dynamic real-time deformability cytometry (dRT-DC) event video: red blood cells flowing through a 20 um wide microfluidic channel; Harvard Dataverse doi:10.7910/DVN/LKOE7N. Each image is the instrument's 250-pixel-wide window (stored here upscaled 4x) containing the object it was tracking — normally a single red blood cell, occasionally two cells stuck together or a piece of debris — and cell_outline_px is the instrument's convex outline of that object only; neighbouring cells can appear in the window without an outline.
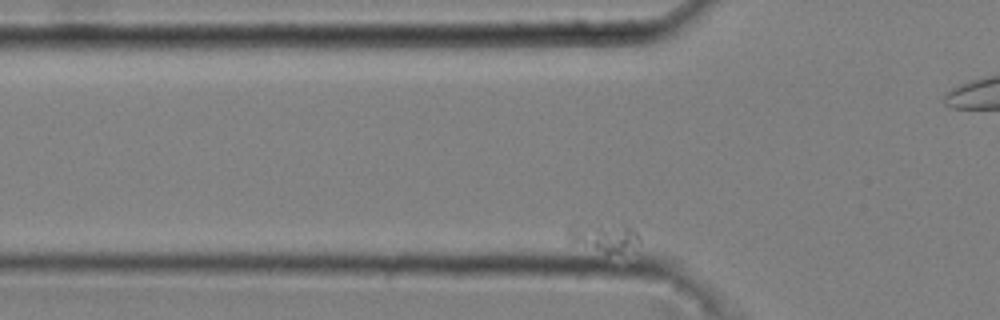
{"species": "common noctule bat (a hibernating species)", "species_latin": "Nyctalus noctula", "temperature_condition": "cold", "stored_images_in_passage": 48, "camera_frame_rate_fps": 3000, "um_per_image_px": 0.085, "animal": {"sex": "male", "body_mass_g": 20.4}, "frame": {"image": 1, "passage_image": 11, "time_ms": 3.333, "image_size_px": [1000, 320], "cell_outline_px": [[640, 252], [604, 252], [572, 244], [564, 232], [572, 224], [624, 224], [632, 228], [640, 236]], "centroid_in_image_um": [51.4, 20.18], "position_along_channel_um": 74.4, "area_um2": 12.83}}
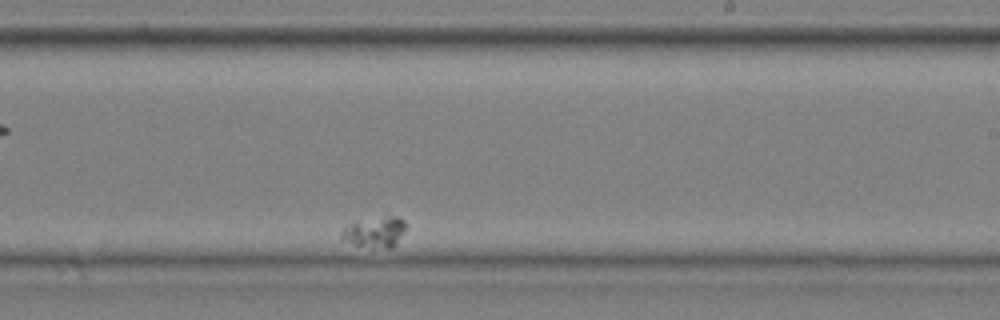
{"frame": {"image": 2, "passage_image": 35, "time_ms": 11.333, "image_size_px": [1000, 320], "cell_outline_px": [[404, 228], [392, 248], [384, 248], [356, 244], [340, 236], [340, 232], [344, 228], [352, 224], [392, 216], [396, 216], [404, 220]], "centroid_in_image_um": [31.89, 19.74], "position_along_channel_um": 257.1, "area_um2": 10.35}}
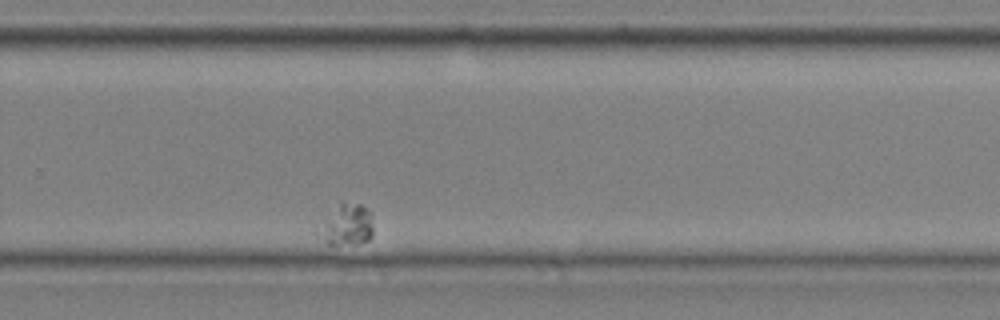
{"frame": {"image": 3, "passage_image": 40, "time_ms": 13.0, "image_size_px": [1000, 320], "cell_outline_px": [[372, 236], [368, 240], [356, 244], [328, 244], [316, 236], [316, 232], [340, 204], [360, 204], [368, 212], [372, 224]], "centroid_in_image_um": [29.47, 19.2], "position_along_channel_um": 300.3, "area_um2": 12.43}}